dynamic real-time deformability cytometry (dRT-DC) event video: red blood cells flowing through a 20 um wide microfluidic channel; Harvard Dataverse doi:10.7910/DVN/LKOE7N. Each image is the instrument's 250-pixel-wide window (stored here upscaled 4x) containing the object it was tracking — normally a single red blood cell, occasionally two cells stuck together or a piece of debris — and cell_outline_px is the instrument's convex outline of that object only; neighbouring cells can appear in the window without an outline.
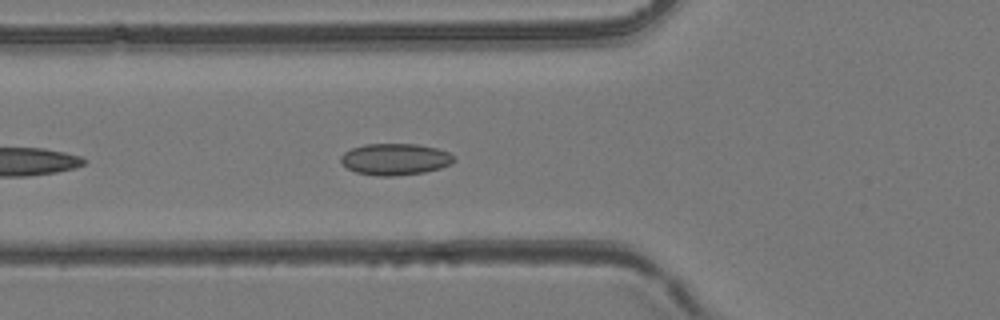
{"species": "common noctule bat (a hibernating species)", "species_latin": "Nyctalus noctula", "temperature_condition": "room temperature", "stored_images_in_passage": 11, "camera_frame_rate_fps": 3000, "um_per_image_px": 0.085, "animal": {"sex": "female", "body_mass_g": 24.6, "forearm_length_mm": 56.2}, "frame": {"image": 1, "passage_image": 5, "time_ms": 1.333, "image_size_px": [1000, 320], "cell_outline_px": [[456, 160], [452, 164], [440, 168], [424, 172], [392, 176], [376, 176], [356, 172], [348, 168], [340, 160], [340, 156], [344, 152], [352, 148], [364, 144], [416, 144], [436, 148], [448, 152], [456, 156]], "centroid_in_image_um": [33.61, 13.53], "position_along_channel_um": 92.2, "area_um2": 20.87}}
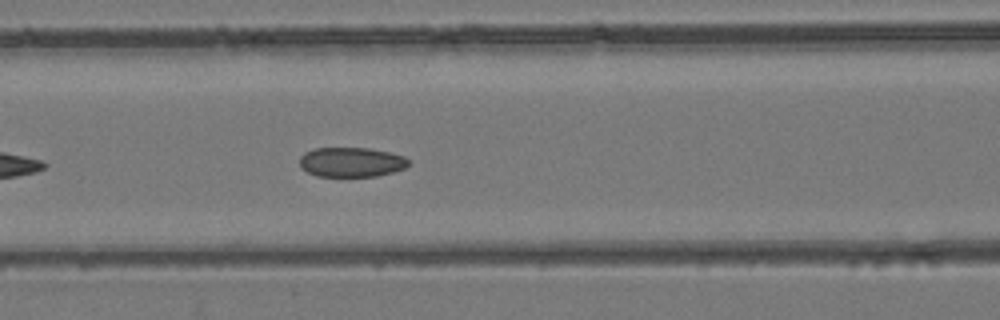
{"frame": {"image": 2, "passage_image": 8, "time_ms": 2.333, "image_size_px": [1000, 320], "cell_outline_px": [[412, 164], [404, 168], [392, 172], [376, 176], [316, 176], [300, 168], [300, 156], [304, 152], [316, 148], [368, 148], [388, 152], [404, 156]], "centroid_in_image_um": [29.85, 13.78], "position_along_channel_um": 136.7, "area_um2": 18.84}}